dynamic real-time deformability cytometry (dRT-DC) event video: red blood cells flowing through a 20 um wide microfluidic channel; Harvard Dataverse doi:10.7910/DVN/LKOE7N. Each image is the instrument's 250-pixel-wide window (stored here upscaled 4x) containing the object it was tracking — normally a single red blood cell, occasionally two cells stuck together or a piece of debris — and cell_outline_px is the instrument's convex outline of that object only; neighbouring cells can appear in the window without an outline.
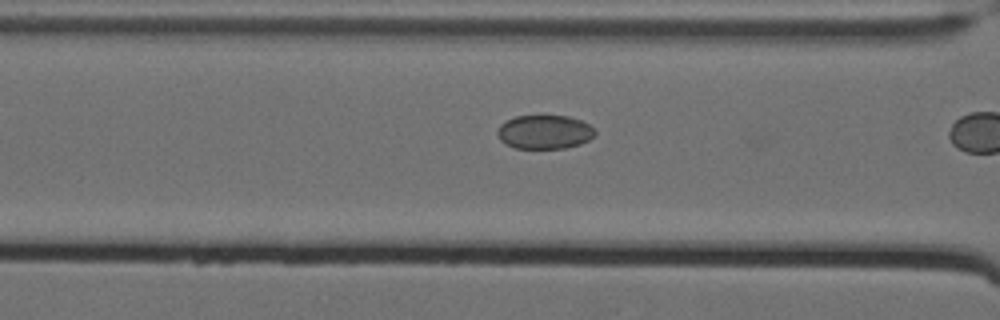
{"species": "Egyptian fruit bat (a non-hibernating species)", "species_latin": "Rousettus aegyptiacus", "temperature_condition": "cold", "stored_images_in_passage": 8, "camera_frame_rate_fps": 3000, "um_per_image_px": 0.085, "animal": {"sex": "female"}, "frame": {"image": 1, "passage_image": 7, "time_ms": 2.0, "image_size_px": [1000, 320], "cell_outline_px": [[596, 132], [588, 140], [580, 144], [564, 148], [516, 148], [504, 144], [500, 140], [496, 132], [500, 124], [516, 116], [568, 116], [580, 120], [588, 124]], "centroid_in_image_um": [46.25, 11.22], "position_along_channel_um": 120.4, "area_um2": 19.13}}